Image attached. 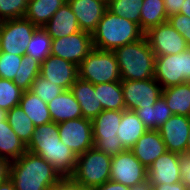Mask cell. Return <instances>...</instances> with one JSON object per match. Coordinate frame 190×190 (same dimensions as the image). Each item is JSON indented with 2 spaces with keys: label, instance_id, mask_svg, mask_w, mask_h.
Returning a JSON list of instances; mask_svg holds the SVG:
<instances>
[{
  "label": "cell",
  "instance_id": "6da1fadb",
  "mask_svg": "<svg viewBox=\"0 0 190 190\" xmlns=\"http://www.w3.org/2000/svg\"><path fill=\"white\" fill-rule=\"evenodd\" d=\"M26 149L52 164L63 180L73 176L77 156L60 140L57 123L52 121L35 127Z\"/></svg>",
  "mask_w": 190,
  "mask_h": 190
},
{
  "label": "cell",
  "instance_id": "7a4b0ae2",
  "mask_svg": "<svg viewBox=\"0 0 190 190\" xmlns=\"http://www.w3.org/2000/svg\"><path fill=\"white\" fill-rule=\"evenodd\" d=\"M10 180L15 190H51L63 181L52 164L30 151L11 161Z\"/></svg>",
  "mask_w": 190,
  "mask_h": 190
},
{
  "label": "cell",
  "instance_id": "3957f363",
  "mask_svg": "<svg viewBox=\"0 0 190 190\" xmlns=\"http://www.w3.org/2000/svg\"><path fill=\"white\" fill-rule=\"evenodd\" d=\"M121 80H146L154 78L156 56L145 35L132 43L114 50Z\"/></svg>",
  "mask_w": 190,
  "mask_h": 190
},
{
  "label": "cell",
  "instance_id": "277c9868",
  "mask_svg": "<svg viewBox=\"0 0 190 190\" xmlns=\"http://www.w3.org/2000/svg\"><path fill=\"white\" fill-rule=\"evenodd\" d=\"M139 25L106 10L92 34L93 48L114 51L144 36Z\"/></svg>",
  "mask_w": 190,
  "mask_h": 190
},
{
  "label": "cell",
  "instance_id": "5b68a950",
  "mask_svg": "<svg viewBox=\"0 0 190 190\" xmlns=\"http://www.w3.org/2000/svg\"><path fill=\"white\" fill-rule=\"evenodd\" d=\"M112 157L94 146L77 156L71 181L83 187H97L110 180Z\"/></svg>",
  "mask_w": 190,
  "mask_h": 190
},
{
  "label": "cell",
  "instance_id": "8992f818",
  "mask_svg": "<svg viewBox=\"0 0 190 190\" xmlns=\"http://www.w3.org/2000/svg\"><path fill=\"white\" fill-rule=\"evenodd\" d=\"M78 77L94 85L121 81L114 51L93 48L79 64Z\"/></svg>",
  "mask_w": 190,
  "mask_h": 190
},
{
  "label": "cell",
  "instance_id": "52a82bcc",
  "mask_svg": "<svg viewBox=\"0 0 190 190\" xmlns=\"http://www.w3.org/2000/svg\"><path fill=\"white\" fill-rule=\"evenodd\" d=\"M123 110H103L92 120L94 147L113 157L126 150L117 136Z\"/></svg>",
  "mask_w": 190,
  "mask_h": 190
},
{
  "label": "cell",
  "instance_id": "ba28073f",
  "mask_svg": "<svg viewBox=\"0 0 190 190\" xmlns=\"http://www.w3.org/2000/svg\"><path fill=\"white\" fill-rule=\"evenodd\" d=\"M154 79L163 89L190 82V47L180 54L157 56Z\"/></svg>",
  "mask_w": 190,
  "mask_h": 190
},
{
  "label": "cell",
  "instance_id": "9c48e42d",
  "mask_svg": "<svg viewBox=\"0 0 190 190\" xmlns=\"http://www.w3.org/2000/svg\"><path fill=\"white\" fill-rule=\"evenodd\" d=\"M36 28L25 18L0 21V52L25 55Z\"/></svg>",
  "mask_w": 190,
  "mask_h": 190
},
{
  "label": "cell",
  "instance_id": "30bf717a",
  "mask_svg": "<svg viewBox=\"0 0 190 190\" xmlns=\"http://www.w3.org/2000/svg\"><path fill=\"white\" fill-rule=\"evenodd\" d=\"M126 110L135 111L143 106H153L162 96L163 88L154 79L121 80Z\"/></svg>",
  "mask_w": 190,
  "mask_h": 190
},
{
  "label": "cell",
  "instance_id": "8fae6325",
  "mask_svg": "<svg viewBox=\"0 0 190 190\" xmlns=\"http://www.w3.org/2000/svg\"><path fill=\"white\" fill-rule=\"evenodd\" d=\"M59 137L76 156L94 146L92 120L87 118L71 119L58 123Z\"/></svg>",
  "mask_w": 190,
  "mask_h": 190
},
{
  "label": "cell",
  "instance_id": "7c38bea8",
  "mask_svg": "<svg viewBox=\"0 0 190 190\" xmlns=\"http://www.w3.org/2000/svg\"><path fill=\"white\" fill-rule=\"evenodd\" d=\"M144 35L156 57L180 54L189 48L183 36L168 21L151 27Z\"/></svg>",
  "mask_w": 190,
  "mask_h": 190
},
{
  "label": "cell",
  "instance_id": "4fadbf2b",
  "mask_svg": "<svg viewBox=\"0 0 190 190\" xmlns=\"http://www.w3.org/2000/svg\"><path fill=\"white\" fill-rule=\"evenodd\" d=\"M93 49L92 35L85 31L52 39L51 55L58 56L77 66Z\"/></svg>",
  "mask_w": 190,
  "mask_h": 190
},
{
  "label": "cell",
  "instance_id": "5bb4252c",
  "mask_svg": "<svg viewBox=\"0 0 190 190\" xmlns=\"http://www.w3.org/2000/svg\"><path fill=\"white\" fill-rule=\"evenodd\" d=\"M147 168L131 150H124L112 157L110 180L133 186L147 178Z\"/></svg>",
  "mask_w": 190,
  "mask_h": 190
},
{
  "label": "cell",
  "instance_id": "9a60e30c",
  "mask_svg": "<svg viewBox=\"0 0 190 190\" xmlns=\"http://www.w3.org/2000/svg\"><path fill=\"white\" fill-rule=\"evenodd\" d=\"M167 151L186 153L187 139L190 133V117L173 114L157 129Z\"/></svg>",
  "mask_w": 190,
  "mask_h": 190
},
{
  "label": "cell",
  "instance_id": "2e32d148",
  "mask_svg": "<svg viewBox=\"0 0 190 190\" xmlns=\"http://www.w3.org/2000/svg\"><path fill=\"white\" fill-rule=\"evenodd\" d=\"M41 77L64 90H70L78 78V66L55 55H49L40 68Z\"/></svg>",
  "mask_w": 190,
  "mask_h": 190
},
{
  "label": "cell",
  "instance_id": "e0dca14e",
  "mask_svg": "<svg viewBox=\"0 0 190 190\" xmlns=\"http://www.w3.org/2000/svg\"><path fill=\"white\" fill-rule=\"evenodd\" d=\"M180 154L166 151L147 169L151 185L175 184L181 181Z\"/></svg>",
  "mask_w": 190,
  "mask_h": 190
},
{
  "label": "cell",
  "instance_id": "ac0fdd59",
  "mask_svg": "<svg viewBox=\"0 0 190 190\" xmlns=\"http://www.w3.org/2000/svg\"><path fill=\"white\" fill-rule=\"evenodd\" d=\"M82 31L91 35L107 10V3L100 0H67Z\"/></svg>",
  "mask_w": 190,
  "mask_h": 190
},
{
  "label": "cell",
  "instance_id": "d6986e66",
  "mask_svg": "<svg viewBox=\"0 0 190 190\" xmlns=\"http://www.w3.org/2000/svg\"><path fill=\"white\" fill-rule=\"evenodd\" d=\"M130 150L147 169L167 151L158 130H147Z\"/></svg>",
  "mask_w": 190,
  "mask_h": 190
},
{
  "label": "cell",
  "instance_id": "ffe728a7",
  "mask_svg": "<svg viewBox=\"0 0 190 190\" xmlns=\"http://www.w3.org/2000/svg\"><path fill=\"white\" fill-rule=\"evenodd\" d=\"M75 99L78 101L84 118L93 120L100 112L103 111L97 92L94 90V84L77 78L71 89Z\"/></svg>",
  "mask_w": 190,
  "mask_h": 190
},
{
  "label": "cell",
  "instance_id": "44dd1931",
  "mask_svg": "<svg viewBox=\"0 0 190 190\" xmlns=\"http://www.w3.org/2000/svg\"><path fill=\"white\" fill-rule=\"evenodd\" d=\"M43 28L52 39H60L81 31L68 2L57 10Z\"/></svg>",
  "mask_w": 190,
  "mask_h": 190
},
{
  "label": "cell",
  "instance_id": "7402d4cb",
  "mask_svg": "<svg viewBox=\"0 0 190 190\" xmlns=\"http://www.w3.org/2000/svg\"><path fill=\"white\" fill-rule=\"evenodd\" d=\"M47 107L52 121L57 124L83 117L81 107L71 90H64L49 101Z\"/></svg>",
  "mask_w": 190,
  "mask_h": 190
},
{
  "label": "cell",
  "instance_id": "603a6c76",
  "mask_svg": "<svg viewBox=\"0 0 190 190\" xmlns=\"http://www.w3.org/2000/svg\"><path fill=\"white\" fill-rule=\"evenodd\" d=\"M147 130L134 111L123 110L117 136L125 149L130 150Z\"/></svg>",
  "mask_w": 190,
  "mask_h": 190
},
{
  "label": "cell",
  "instance_id": "cb8c5ba5",
  "mask_svg": "<svg viewBox=\"0 0 190 190\" xmlns=\"http://www.w3.org/2000/svg\"><path fill=\"white\" fill-rule=\"evenodd\" d=\"M67 0H28L24 18L37 27H44Z\"/></svg>",
  "mask_w": 190,
  "mask_h": 190
},
{
  "label": "cell",
  "instance_id": "d4e9b609",
  "mask_svg": "<svg viewBox=\"0 0 190 190\" xmlns=\"http://www.w3.org/2000/svg\"><path fill=\"white\" fill-rule=\"evenodd\" d=\"M162 97L173 114L190 117V82L163 89Z\"/></svg>",
  "mask_w": 190,
  "mask_h": 190
},
{
  "label": "cell",
  "instance_id": "484cf974",
  "mask_svg": "<svg viewBox=\"0 0 190 190\" xmlns=\"http://www.w3.org/2000/svg\"><path fill=\"white\" fill-rule=\"evenodd\" d=\"M134 112L148 130H157L173 115L162 96L153 106H143Z\"/></svg>",
  "mask_w": 190,
  "mask_h": 190
},
{
  "label": "cell",
  "instance_id": "4316f807",
  "mask_svg": "<svg viewBox=\"0 0 190 190\" xmlns=\"http://www.w3.org/2000/svg\"><path fill=\"white\" fill-rule=\"evenodd\" d=\"M35 127L52 122L47 103L30 90L24 91L19 103Z\"/></svg>",
  "mask_w": 190,
  "mask_h": 190
},
{
  "label": "cell",
  "instance_id": "83f0119b",
  "mask_svg": "<svg viewBox=\"0 0 190 190\" xmlns=\"http://www.w3.org/2000/svg\"><path fill=\"white\" fill-rule=\"evenodd\" d=\"M26 151V145L19 139L8 121L0 123V157L14 161Z\"/></svg>",
  "mask_w": 190,
  "mask_h": 190
},
{
  "label": "cell",
  "instance_id": "f1b7e54d",
  "mask_svg": "<svg viewBox=\"0 0 190 190\" xmlns=\"http://www.w3.org/2000/svg\"><path fill=\"white\" fill-rule=\"evenodd\" d=\"M103 110H126L121 81L94 85Z\"/></svg>",
  "mask_w": 190,
  "mask_h": 190
},
{
  "label": "cell",
  "instance_id": "f546056e",
  "mask_svg": "<svg viewBox=\"0 0 190 190\" xmlns=\"http://www.w3.org/2000/svg\"><path fill=\"white\" fill-rule=\"evenodd\" d=\"M140 29L145 33L151 27L168 21L163 0H142Z\"/></svg>",
  "mask_w": 190,
  "mask_h": 190
},
{
  "label": "cell",
  "instance_id": "4dcf8cb0",
  "mask_svg": "<svg viewBox=\"0 0 190 190\" xmlns=\"http://www.w3.org/2000/svg\"><path fill=\"white\" fill-rule=\"evenodd\" d=\"M7 121L19 139L27 146L35 130L32 120L18 105L8 111Z\"/></svg>",
  "mask_w": 190,
  "mask_h": 190
},
{
  "label": "cell",
  "instance_id": "1f68e13d",
  "mask_svg": "<svg viewBox=\"0 0 190 190\" xmlns=\"http://www.w3.org/2000/svg\"><path fill=\"white\" fill-rule=\"evenodd\" d=\"M41 62L29 55H23L21 65L16 73L15 84L22 90L31 89L32 83L39 76Z\"/></svg>",
  "mask_w": 190,
  "mask_h": 190
},
{
  "label": "cell",
  "instance_id": "d6a6232c",
  "mask_svg": "<svg viewBox=\"0 0 190 190\" xmlns=\"http://www.w3.org/2000/svg\"><path fill=\"white\" fill-rule=\"evenodd\" d=\"M52 38L43 27H37L26 49V55L37 59L41 63L51 55Z\"/></svg>",
  "mask_w": 190,
  "mask_h": 190
},
{
  "label": "cell",
  "instance_id": "836d02e7",
  "mask_svg": "<svg viewBox=\"0 0 190 190\" xmlns=\"http://www.w3.org/2000/svg\"><path fill=\"white\" fill-rule=\"evenodd\" d=\"M142 0H109L107 10L137 23L140 27Z\"/></svg>",
  "mask_w": 190,
  "mask_h": 190
},
{
  "label": "cell",
  "instance_id": "e575fe53",
  "mask_svg": "<svg viewBox=\"0 0 190 190\" xmlns=\"http://www.w3.org/2000/svg\"><path fill=\"white\" fill-rule=\"evenodd\" d=\"M23 92L14 81L0 78V109L9 111L18 106Z\"/></svg>",
  "mask_w": 190,
  "mask_h": 190
},
{
  "label": "cell",
  "instance_id": "d590c367",
  "mask_svg": "<svg viewBox=\"0 0 190 190\" xmlns=\"http://www.w3.org/2000/svg\"><path fill=\"white\" fill-rule=\"evenodd\" d=\"M30 91L38 95L41 100L48 103L53 98L60 95L64 89L39 75L32 83Z\"/></svg>",
  "mask_w": 190,
  "mask_h": 190
},
{
  "label": "cell",
  "instance_id": "8d00e7d4",
  "mask_svg": "<svg viewBox=\"0 0 190 190\" xmlns=\"http://www.w3.org/2000/svg\"><path fill=\"white\" fill-rule=\"evenodd\" d=\"M28 0H0V21L24 18Z\"/></svg>",
  "mask_w": 190,
  "mask_h": 190
},
{
  "label": "cell",
  "instance_id": "74e56055",
  "mask_svg": "<svg viewBox=\"0 0 190 190\" xmlns=\"http://www.w3.org/2000/svg\"><path fill=\"white\" fill-rule=\"evenodd\" d=\"M21 61L22 56L0 52V78L14 81Z\"/></svg>",
  "mask_w": 190,
  "mask_h": 190
},
{
  "label": "cell",
  "instance_id": "f35d334b",
  "mask_svg": "<svg viewBox=\"0 0 190 190\" xmlns=\"http://www.w3.org/2000/svg\"><path fill=\"white\" fill-rule=\"evenodd\" d=\"M168 23L183 36L190 47V18L178 13L168 17Z\"/></svg>",
  "mask_w": 190,
  "mask_h": 190
},
{
  "label": "cell",
  "instance_id": "ab89813d",
  "mask_svg": "<svg viewBox=\"0 0 190 190\" xmlns=\"http://www.w3.org/2000/svg\"><path fill=\"white\" fill-rule=\"evenodd\" d=\"M179 166L181 181L187 186L188 190H190V154H180Z\"/></svg>",
  "mask_w": 190,
  "mask_h": 190
},
{
  "label": "cell",
  "instance_id": "60d3db41",
  "mask_svg": "<svg viewBox=\"0 0 190 190\" xmlns=\"http://www.w3.org/2000/svg\"><path fill=\"white\" fill-rule=\"evenodd\" d=\"M168 17L180 13L184 0H163Z\"/></svg>",
  "mask_w": 190,
  "mask_h": 190
},
{
  "label": "cell",
  "instance_id": "b9f144b4",
  "mask_svg": "<svg viewBox=\"0 0 190 190\" xmlns=\"http://www.w3.org/2000/svg\"><path fill=\"white\" fill-rule=\"evenodd\" d=\"M10 164V160L0 157V184L10 178Z\"/></svg>",
  "mask_w": 190,
  "mask_h": 190
},
{
  "label": "cell",
  "instance_id": "7bdbcfd3",
  "mask_svg": "<svg viewBox=\"0 0 190 190\" xmlns=\"http://www.w3.org/2000/svg\"><path fill=\"white\" fill-rule=\"evenodd\" d=\"M96 190H129V186H126L116 181L108 180L102 185L97 186Z\"/></svg>",
  "mask_w": 190,
  "mask_h": 190
},
{
  "label": "cell",
  "instance_id": "ee69618b",
  "mask_svg": "<svg viewBox=\"0 0 190 190\" xmlns=\"http://www.w3.org/2000/svg\"><path fill=\"white\" fill-rule=\"evenodd\" d=\"M155 190H188L187 186L182 182L175 184H161L153 187Z\"/></svg>",
  "mask_w": 190,
  "mask_h": 190
},
{
  "label": "cell",
  "instance_id": "f6af8a7d",
  "mask_svg": "<svg viewBox=\"0 0 190 190\" xmlns=\"http://www.w3.org/2000/svg\"><path fill=\"white\" fill-rule=\"evenodd\" d=\"M153 186L150 183V180L146 178L142 182H139L133 186L129 187V190H152Z\"/></svg>",
  "mask_w": 190,
  "mask_h": 190
},
{
  "label": "cell",
  "instance_id": "bcb514c9",
  "mask_svg": "<svg viewBox=\"0 0 190 190\" xmlns=\"http://www.w3.org/2000/svg\"><path fill=\"white\" fill-rule=\"evenodd\" d=\"M51 190H73V181L70 179H65Z\"/></svg>",
  "mask_w": 190,
  "mask_h": 190
},
{
  "label": "cell",
  "instance_id": "7dc6e473",
  "mask_svg": "<svg viewBox=\"0 0 190 190\" xmlns=\"http://www.w3.org/2000/svg\"><path fill=\"white\" fill-rule=\"evenodd\" d=\"M180 14H183L190 18V0H184V4L181 7Z\"/></svg>",
  "mask_w": 190,
  "mask_h": 190
},
{
  "label": "cell",
  "instance_id": "c3c4849f",
  "mask_svg": "<svg viewBox=\"0 0 190 190\" xmlns=\"http://www.w3.org/2000/svg\"><path fill=\"white\" fill-rule=\"evenodd\" d=\"M0 190H15L13 182L10 180V178L0 184Z\"/></svg>",
  "mask_w": 190,
  "mask_h": 190
},
{
  "label": "cell",
  "instance_id": "681fc988",
  "mask_svg": "<svg viewBox=\"0 0 190 190\" xmlns=\"http://www.w3.org/2000/svg\"><path fill=\"white\" fill-rule=\"evenodd\" d=\"M73 190H96L95 187H83L73 182Z\"/></svg>",
  "mask_w": 190,
  "mask_h": 190
},
{
  "label": "cell",
  "instance_id": "f907efd6",
  "mask_svg": "<svg viewBox=\"0 0 190 190\" xmlns=\"http://www.w3.org/2000/svg\"><path fill=\"white\" fill-rule=\"evenodd\" d=\"M7 114H8V111L4 109H0V123L7 120Z\"/></svg>",
  "mask_w": 190,
  "mask_h": 190
},
{
  "label": "cell",
  "instance_id": "816d5d0a",
  "mask_svg": "<svg viewBox=\"0 0 190 190\" xmlns=\"http://www.w3.org/2000/svg\"><path fill=\"white\" fill-rule=\"evenodd\" d=\"M186 153L190 154V133H189L188 139H187Z\"/></svg>",
  "mask_w": 190,
  "mask_h": 190
}]
</instances>
